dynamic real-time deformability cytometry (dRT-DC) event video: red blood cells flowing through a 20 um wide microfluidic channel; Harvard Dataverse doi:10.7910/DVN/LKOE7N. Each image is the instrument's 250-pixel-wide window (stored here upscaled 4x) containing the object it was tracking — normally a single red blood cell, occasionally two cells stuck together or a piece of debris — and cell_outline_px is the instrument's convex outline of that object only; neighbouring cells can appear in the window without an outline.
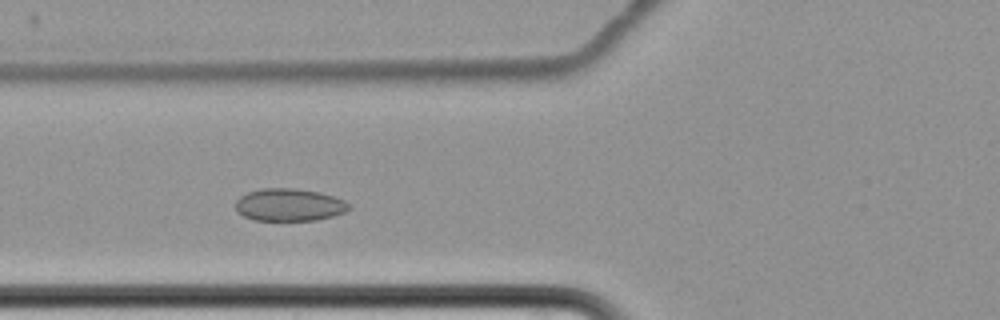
{"species": "common noctule bat (a hibernating species)", "species_latin": "Nyctalus noctula", "temperature_condition": "cold", "stored_images_in_passage": 7, "camera_frame_rate_fps": 3000, "um_per_image_px": 0.085, "animal": {"sex": "female", "body_mass_g": 22.7, "forearm_length_mm": 54.2}, "frame": {"image": 1, "passage_image": 5, "time_ms": 5.0, "image_size_px": [1000, 320], "cell_outline_px": [[352, 208], [344, 212], [332, 216], [316, 220], [256, 220], [244, 216], [236, 212], [236, 200], [240, 196], [248, 192], [260, 188], [292, 188], [320, 192], [344, 200]], "centroid_in_image_um": [24.57, 17.4], "position_along_channel_um": 101.2, "area_um2": 21.44}}
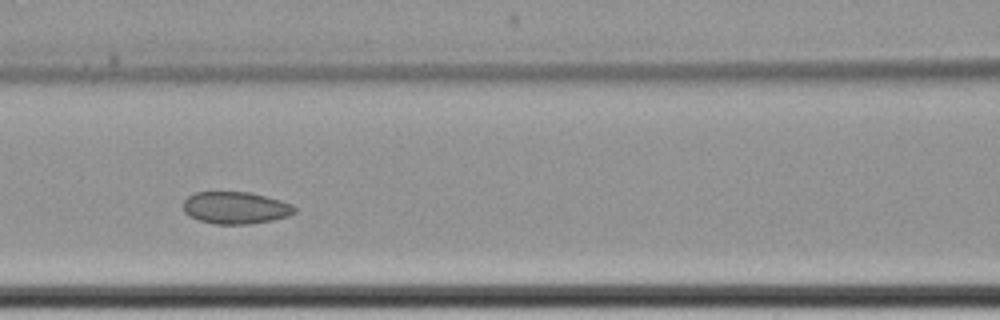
{"frame": {"image": 2, "passage_image": 6, "time_ms": 6.333, "image_size_px": [1000, 320], "cell_outline_px": [[296, 212], [288, 216], [272, 220], [248, 224], [212, 224], [188, 216], [184, 212], [184, 200], [188, 196], [196, 192], [248, 192], [280, 200], [292, 204], [296, 208]], "centroid_in_image_um": [20.01, 17.67], "position_along_channel_um": 146.6, "area_um2": 20.81}}
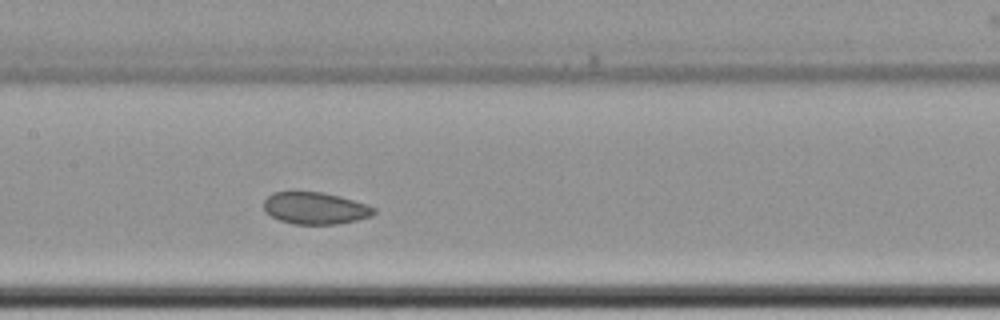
{"frame": {"image": 3, "passage_image": 7, "time_ms": 7.333, "image_size_px": [1000, 320], "cell_outline_px": [[376, 212], [372, 216], [356, 220], [336, 224], [292, 224], [280, 220], [264, 212], [264, 200], [272, 192], [324, 192], [340, 196], [368, 204], [376, 208]], "centroid_in_image_um": [26.81, 17.69], "position_along_channel_um": 180.6, "area_um2": 20.63}}